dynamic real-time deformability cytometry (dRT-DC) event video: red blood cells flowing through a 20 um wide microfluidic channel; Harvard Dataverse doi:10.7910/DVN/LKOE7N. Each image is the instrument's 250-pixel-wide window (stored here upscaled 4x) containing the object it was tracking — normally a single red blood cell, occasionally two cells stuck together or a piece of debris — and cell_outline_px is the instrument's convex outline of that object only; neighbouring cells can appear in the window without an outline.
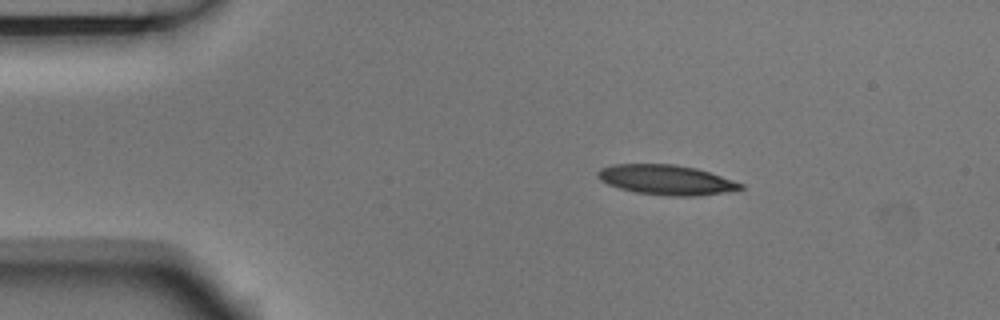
{"species": "Egyptian fruit bat (a non-hibernating species)", "species_latin": "Rousettus aegyptiacus", "temperature_condition": "room temperature", "stored_images_in_passage": 2, "camera_frame_rate_fps": 3000, "um_per_image_px": 0.085, "animal": {"sex": "male"}, "frame": {"image": 1, "passage_image": 1, "time_ms": 0.0, "image_size_px": [1000, 320], "cell_outline_px": [[744, 188], [724, 192], [696, 196], [668, 196], [636, 192], [620, 188], [608, 184], [600, 180], [596, 176], [596, 172], [600, 168], [612, 164], [672, 164], [696, 168], [744, 184]], "centroid_in_image_um": [56.58, 15.28], "position_along_channel_um": 28.4, "area_um2": 24.74}}